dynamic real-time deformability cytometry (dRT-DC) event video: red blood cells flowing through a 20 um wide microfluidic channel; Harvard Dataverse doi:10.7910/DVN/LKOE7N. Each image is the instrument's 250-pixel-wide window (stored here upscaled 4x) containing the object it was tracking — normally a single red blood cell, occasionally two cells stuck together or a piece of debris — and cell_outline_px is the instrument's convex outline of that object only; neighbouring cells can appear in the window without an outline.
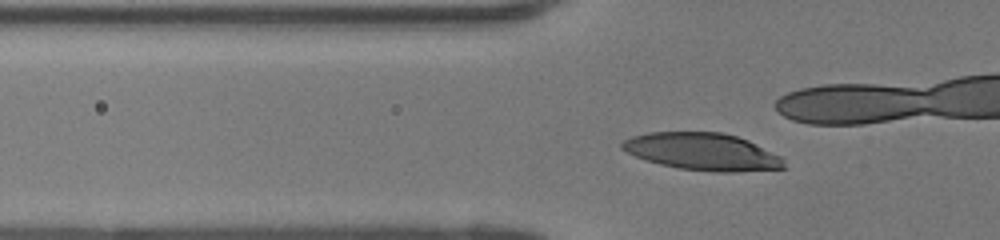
{"species": "human", "species_latin": "Homo sapiens", "temperature_condition": "room temperature", "stored_images_in_passage": 35, "camera_frame_rate_fps": 3000, "um_per_image_px": 0.085, "donor": {"sex": "female"}, "frame": {"image": 1, "passage_image": 11, "time_ms": 3.333, "image_size_px": [1000, 240], "cell_outline_px": [[788, 168], [736, 172], [716, 172], [680, 168], [660, 164], [636, 156], [620, 148], [620, 144], [624, 140], [632, 136], [648, 132], [724, 132], [748, 140], [780, 156], [784, 160]], "centroid_in_image_um": [59.74, 12.89], "position_along_channel_um": 66.1, "area_um2": 35.08}}